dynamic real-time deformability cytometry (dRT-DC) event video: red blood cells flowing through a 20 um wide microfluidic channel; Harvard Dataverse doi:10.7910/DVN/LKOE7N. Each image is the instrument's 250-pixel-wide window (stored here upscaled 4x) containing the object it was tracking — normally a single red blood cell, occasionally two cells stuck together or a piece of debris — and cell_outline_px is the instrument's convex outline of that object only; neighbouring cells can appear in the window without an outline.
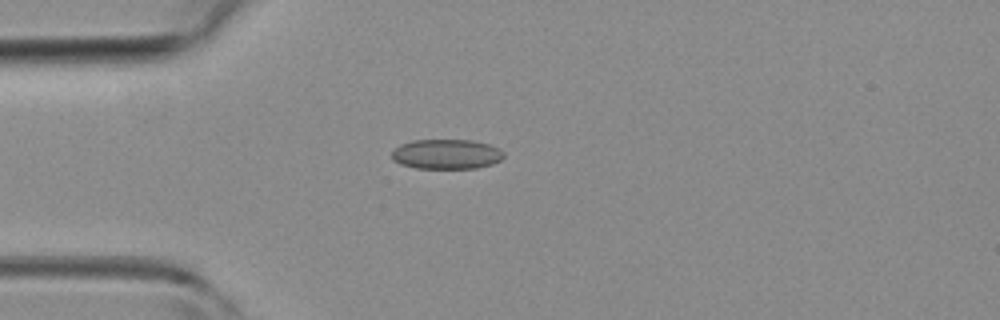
{"species": "common noctule bat (a hibernating species)", "species_latin": "Nyctalus noctula", "temperature_condition": "room temperature", "stored_images_in_passage": 2, "camera_frame_rate_fps": 3000, "um_per_image_px": 0.085, "animal": {"sex": "female", "body_mass_g": 19.3, "forearm_length_mm": 54.1}, "frame": {"image": 1, "passage_image": 2, "time_ms": 1.0, "image_size_px": [1000, 320], "cell_outline_px": [[504, 156], [500, 160], [492, 164], [476, 168], [416, 168], [400, 164], [392, 160], [392, 152], [400, 144], [412, 140], [472, 140], [488, 144], [504, 152]], "centroid_in_image_um": [37.93, 13.1], "position_along_channel_um": 47.1, "area_um2": 19.42}}